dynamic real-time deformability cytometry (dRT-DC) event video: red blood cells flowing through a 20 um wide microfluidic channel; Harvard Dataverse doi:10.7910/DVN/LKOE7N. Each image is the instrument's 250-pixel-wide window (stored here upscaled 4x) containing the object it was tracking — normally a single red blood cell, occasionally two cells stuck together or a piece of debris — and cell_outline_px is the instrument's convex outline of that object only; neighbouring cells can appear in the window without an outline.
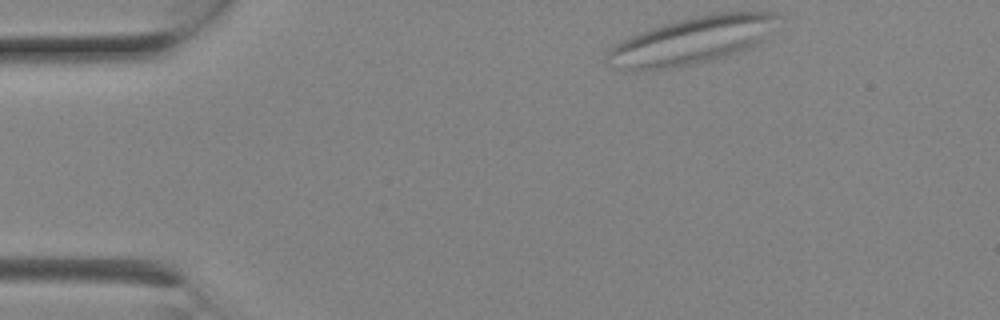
{"species": "Egyptian fruit bat (a non-hibernating species)", "species_latin": "Rousettus aegyptiacus", "temperature_condition": "room temperature", "stored_images_in_passage": 4, "camera_frame_rate_fps": 3000, "um_per_image_px": 0.085, "animal": {"sex": "female"}, "frame": {"image": 1, "passage_image": 1, "time_ms": 0.0, "image_size_px": [1000, 320], "cell_outline_px": [[776, 16], [764, 40], [748, 48], [724, 56], [708, 60], [672, 68], [624, 68], [608, 64], [604, 60], [604, 56], [616, 44], [640, 32], [664, 24], [712, 12], [776, 12]], "centroid_in_image_um": [58.8, 3.42], "position_along_channel_um": 26.2, "area_um2": 45.32}}
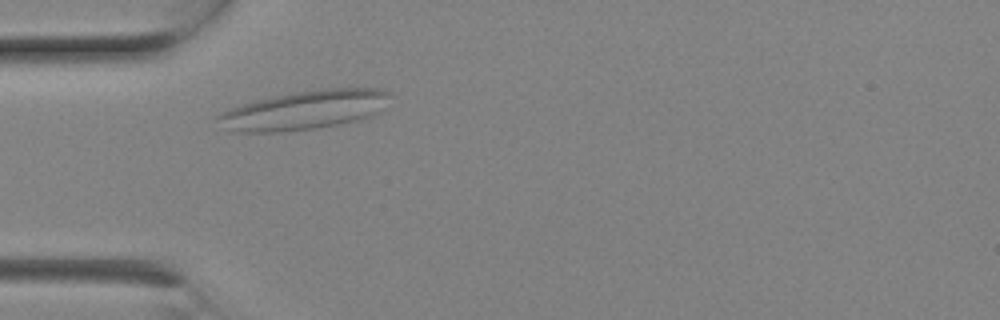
{"frame": {"image": 2, "passage_image": 4, "time_ms": 1.0, "image_size_px": [1000, 320], "cell_outline_px": [[392, 92], [384, 108], [372, 116], [360, 120], [316, 128], [284, 132], [236, 132], [228, 128], [216, 116], [220, 112], [256, 100], [272, 96], [320, 88], [380, 88]], "centroid_in_image_um": [25.97, 9.34], "position_along_channel_um": 59.0, "area_um2": 39.02}}